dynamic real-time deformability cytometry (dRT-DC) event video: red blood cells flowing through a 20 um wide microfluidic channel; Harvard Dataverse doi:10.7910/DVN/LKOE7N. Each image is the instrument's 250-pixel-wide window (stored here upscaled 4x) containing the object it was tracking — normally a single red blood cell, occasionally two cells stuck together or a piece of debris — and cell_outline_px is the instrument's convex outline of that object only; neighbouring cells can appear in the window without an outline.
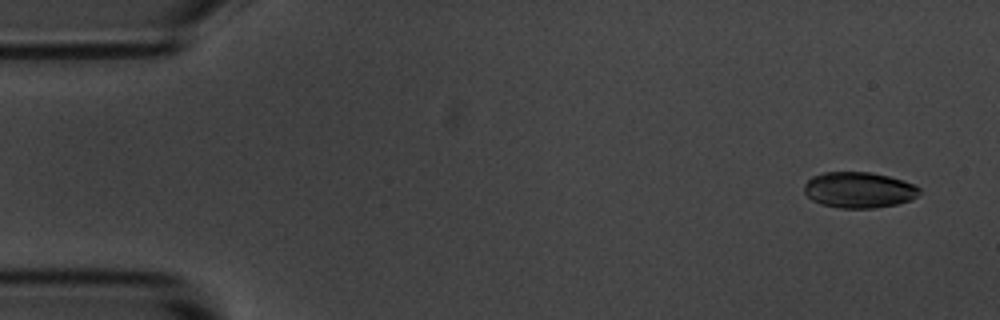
{"species": "common noctule bat (a hibernating species)", "species_latin": "Nyctalus noctula", "temperature_condition": "room temperature", "stored_images_in_passage": 4, "camera_frame_rate_fps": 3000, "um_per_image_px": 0.085, "animal": {"sex": "male", "body_mass_g": 20.1, "forearm_length_mm": 53.5}, "frame": {"image": 1, "passage_image": 1, "time_ms": 0.0, "image_size_px": [1000, 320], "cell_outline_px": [[920, 192], [916, 196], [908, 200], [896, 204], [872, 208], [840, 208], [824, 204], [812, 200], [804, 192], [804, 184], [812, 176], [824, 172], [872, 172], [904, 180], [916, 184], [920, 188]], "centroid_in_image_um": [73.01, 16.13], "position_along_channel_um": 12.0, "area_um2": 24.04}}
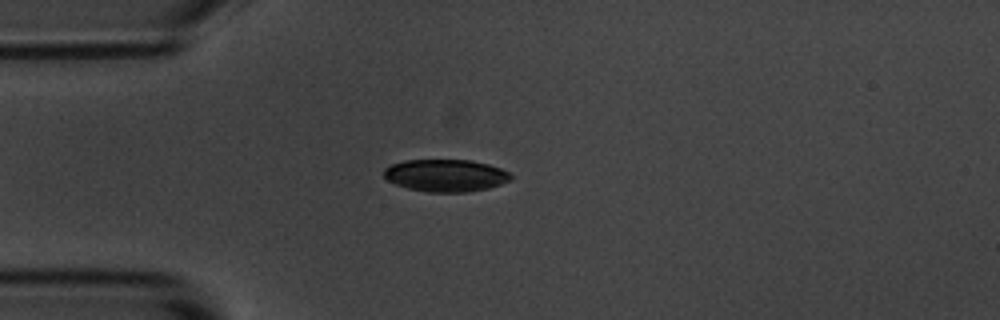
{"frame": {"image": 2, "passage_image": 4, "time_ms": 3.667, "image_size_px": [1000, 320], "cell_outline_px": [[512, 180], [488, 188], [468, 192], [428, 192], [408, 188], [396, 184], [388, 180], [384, 176], [384, 168], [392, 164], [404, 160], [472, 160], [488, 164], [500, 168], [508, 172], [512, 176]], "centroid_in_image_um": [37.89, 14.91], "position_along_channel_um": 47.1, "area_um2": 23.87}}